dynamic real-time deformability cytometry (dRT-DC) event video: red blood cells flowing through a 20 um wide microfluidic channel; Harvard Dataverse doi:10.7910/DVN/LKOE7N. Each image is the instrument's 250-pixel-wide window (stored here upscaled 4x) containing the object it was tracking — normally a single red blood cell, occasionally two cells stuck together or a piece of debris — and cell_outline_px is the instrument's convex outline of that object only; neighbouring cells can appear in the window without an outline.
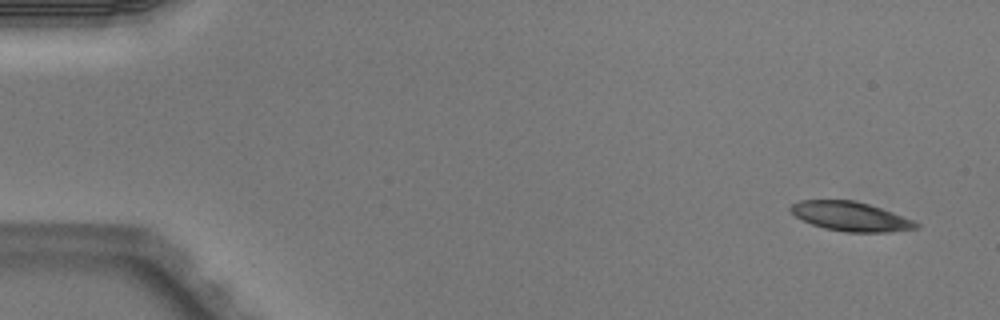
{"species": "Egyptian fruit bat (a non-hibernating species)", "species_latin": "Rousettus aegyptiacus", "temperature_condition": "warm", "stored_images_in_passage": 5, "camera_frame_rate_fps": 3000, "um_per_image_px": 0.085, "animal": {"sex": "male"}, "frame": {"image": 1, "passage_image": 1, "time_ms": 0.0, "image_size_px": [1000, 320], "cell_outline_px": [[920, 228], [884, 232], [844, 232], [824, 228], [812, 224], [796, 216], [788, 208], [792, 204], [800, 200], [852, 200], [868, 204], [892, 212], [912, 220], [920, 224]], "centroid_in_image_um": [72.29, 18.4], "position_along_channel_um": 12.7, "area_um2": 21.15}}
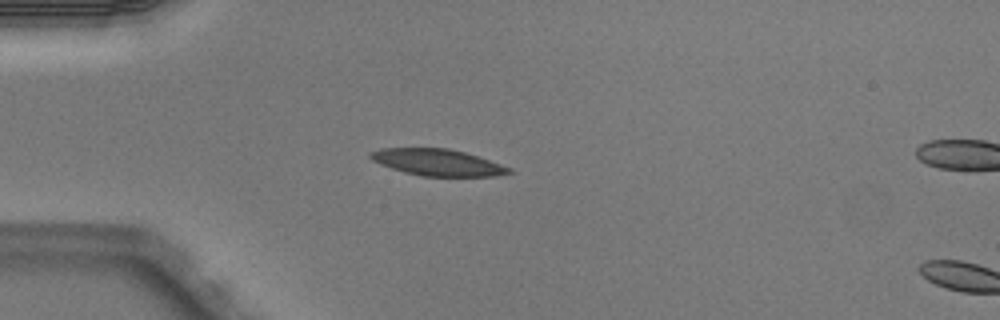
{"frame": {"image": 2, "passage_image": 4, "time_ms": 1.0, "image_size_px": [1000, 320], "cell_outline_px": [[516, 172], [496, 176], [420, 176], [404, 172], [380, 164], [372, 160], [368, 156], [368, 152], [380, 148], [448, 148], [464, 152], [512, 168]], "centroid_in_image_um": [37.18, 13.8], "position_along_channel_um": 47.8, "area_um2": 21.5}}